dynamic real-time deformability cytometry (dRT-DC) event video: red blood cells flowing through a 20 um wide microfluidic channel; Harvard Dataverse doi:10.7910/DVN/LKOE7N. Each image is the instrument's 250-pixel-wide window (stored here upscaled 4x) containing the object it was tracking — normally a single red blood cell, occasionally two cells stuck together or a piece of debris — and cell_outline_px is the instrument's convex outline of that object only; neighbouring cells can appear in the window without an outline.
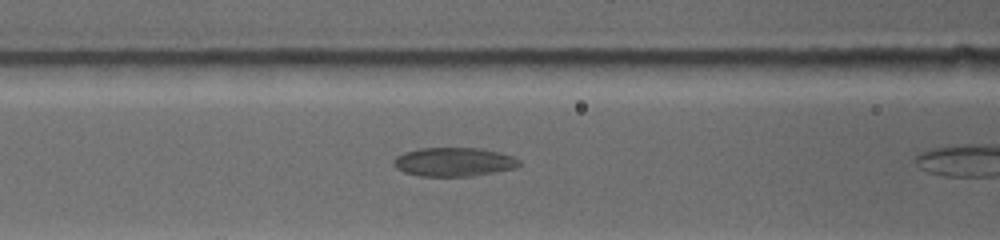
{"species": "common noctule bat (a hibernating species)", "species_latin": "Nyctalus noctula", "temperature_condition": "warm", "stored_images_in_passage": 19, "camera_frame_rate_fps": 4500, "um_per_image_px": 0.085, "animal": {"sex": "female", "body_mass_g": 19.0, "forearm_length_mm": 53.3}, "frame": {"image": 1, "passage_image": 11, "time_ms": 3.111, "image_size_px": [1000, 240], "cell_outline_px": [[520, 164], [516, 168], [472, 176], [420, 176], [404, 172], [396, 168], [392, 164], [392, 160], [396, 156], [404, 152], [420, 148], [480, 148], [500, 152], [512, 156], [520, 160]], "centroid_in_image_um": [38.56, 13.76], "position_along_channel_um": 128.0, "area_um2": 21.21}}
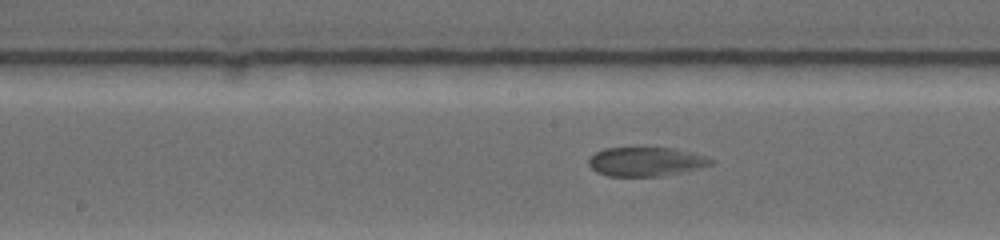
{"frame": {"image": 2, "passage_image": 16, "time_ms": 4.889, "image_size_px": [1000, 240], "cell_outline_px": [[716, 160], [712, 164], [700, 168], [660, 176], [608, 176], [596, 172], [588, 164], [588, 160], [596, 152], [604, 148], [636, 144], [676, 148], [708, 156]], "centroid_in_image_um": [54.91, 13.67], "position_along_channel_um": 193.3, "area_um2": 21.79}}